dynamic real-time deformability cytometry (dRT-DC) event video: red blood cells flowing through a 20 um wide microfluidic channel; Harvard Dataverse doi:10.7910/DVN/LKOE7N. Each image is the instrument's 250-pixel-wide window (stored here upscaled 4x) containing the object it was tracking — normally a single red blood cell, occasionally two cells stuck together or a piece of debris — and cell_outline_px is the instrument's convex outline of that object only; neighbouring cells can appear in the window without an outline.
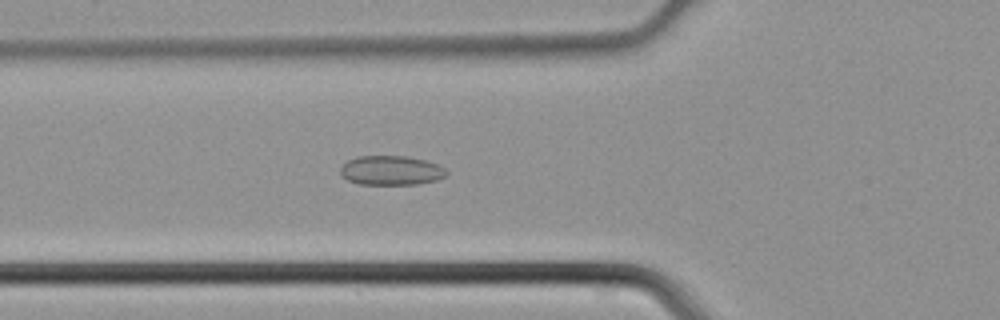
{"species": "common noctule bat (a hibernating species)", "species_latin": "Nyctalus noctula", "temperature_condition": "cold", "stored_images_in_passage": 44, "camera_frame_rate_fps": 3000, "um_per_image_px": 0.085, "animal": {"sex": "male", "body_mass_g": 21.5, "forearm_length_mm": 52.0}, "frame": {"image": 1, "passage_image": 16, "time_ms": 5.0, "image_size_px": [1000, 320], "cell_outline_px": [[448, 172], [444, 176], [436, 180], [416, 184], [360, 184], [348, 180], [340, 176], [340, 168], [348, 160], [356, 156], [408, 156], [424, 160], [436, 164], [444, 168]], "centroid_in_image_um": [33.2, 14.48], "position_along_channel_um": 92.6, "area_um2": 18.09}}
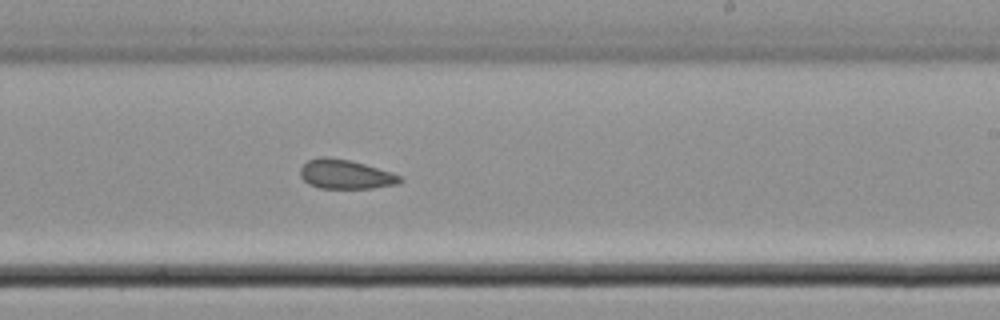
{"frame": {"image": 2, "passage_image": 27, "time_ms": 8.667, "image_size_px": [1000, 320], "cell_outline_px": [[404, 180], [400, 184], [372, 188], [320, 188], [308, 184], [300, 176], [300, 168], [308, 160], [320, 156], [328, 156], [348, 160], [364, 164], [392, 172], [400, 176]], "centroid_in_image_um": [29.37, 14.81], "position_along_channel_um": 259.6, "area_um2": 17.11}}
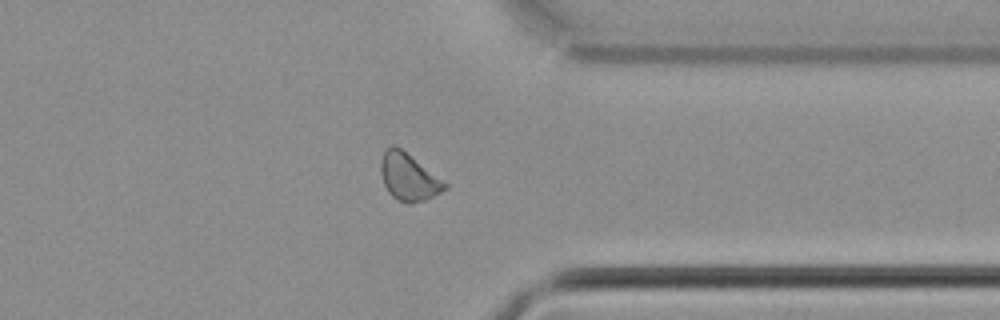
{"frame": {"image": 3, "passage_image": 35, "time_ms": 11.333, "image_size_px": [1000, 320], "cell_outline_px": [[448, 188], [424, 200], [412, 204], [408, 204], [396, 200], [388, 192], [384, 184], [380, 172], [380, 160], [384, 152], [392, 144], [400, 148], [444, 180], [448, 184]], "centroid_in_image_um": [34.72, 15.06], "position_along_channel_um": 376.7, "area_um2": 17.57}}